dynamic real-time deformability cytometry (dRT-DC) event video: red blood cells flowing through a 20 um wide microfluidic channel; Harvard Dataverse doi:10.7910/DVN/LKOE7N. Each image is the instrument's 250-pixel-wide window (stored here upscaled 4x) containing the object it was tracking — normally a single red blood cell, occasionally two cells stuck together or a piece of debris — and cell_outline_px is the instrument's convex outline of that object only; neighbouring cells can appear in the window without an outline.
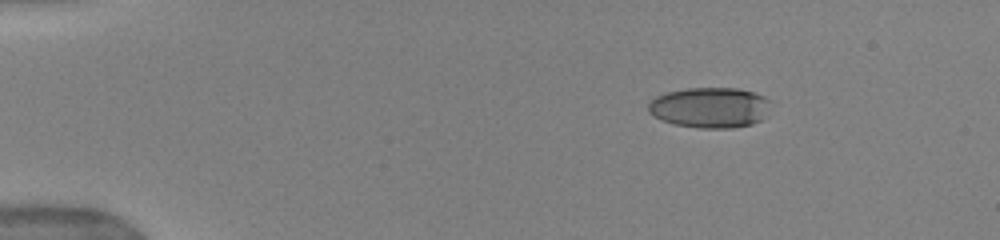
{"species": "human", "species_latin": "Homo sapiens", "temperature_condition": "warm", "stored_images_in_passage": 45, "camera_frame_rate_fps": 3000, "um_per_image_px": 0.085, "donor": {"sex": "female"}, "frame": {"image": 1, "passage_image": 1, "time_ms": 0.0, "image_size_px": [1000, 240], "cell_outline_px": [[768, 100], [760, 120], [752, 124], [732, 128], [700, 128], [676, 124], [660, 120], [648, 112], [648, 104], [656, 96], [668, 92], [688, 88], [736, 88], [752, 92], [764, 96]], "centroid_in_image_um": [60.26, 9.14], "position_along_channel_um": 24.7, "area_um2": 28.38}}
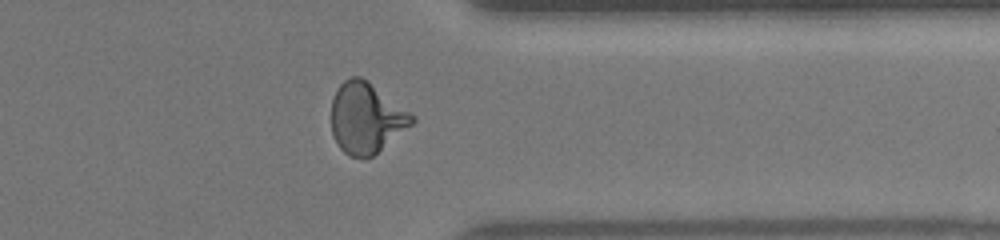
{"frame": {"image": 2, "passage_image": 35, "time_ms": 11.333, "image_size_px": [1000, 240], "cell_outline_px": [[416, 120], [412, 124], [372, 156], [348, 156], [340, 148], [332, 132], [332, 100], [340, 84], [344, 80], [352, 76], [360, 76], [368, 80], [416, 116]], "centroid_in_image_um": [31.14, 9.99], "position_along_channel_um": 380.3, "area_um2": 32.83}}
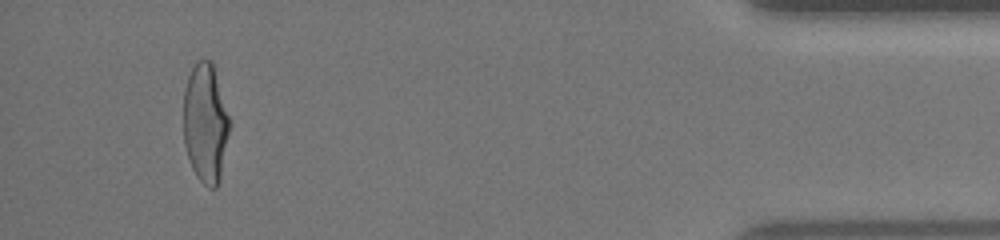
{"frame": {"image": 3, "passage_image": 42, "time_ms": 13.667, "image_size_px": [1000, 240], "cell_outline_px": [[232, 124], [220, 180], [216, 188], [208, 188], [196, 176], [192, 168], [184, 144], [184, 88], [188, 76], [196, 60], [212, 60]], "centroid_in_image_um": [17.49, 10.47], "position_along_channel_um": 417.7, "area_um2": 32.6}, "authors_computed_cell_mechanics": {"area_um2": 31.8478, "velocity_mm_per_s": 3.9735, "shape_relaxation_time_tau1_ms": 6.6814, "shape_relaxation_time_tau2_ms": 0.8617, "deformation_change_tau1": 0.2661, "deformation_change_tau2": 0.0839}}